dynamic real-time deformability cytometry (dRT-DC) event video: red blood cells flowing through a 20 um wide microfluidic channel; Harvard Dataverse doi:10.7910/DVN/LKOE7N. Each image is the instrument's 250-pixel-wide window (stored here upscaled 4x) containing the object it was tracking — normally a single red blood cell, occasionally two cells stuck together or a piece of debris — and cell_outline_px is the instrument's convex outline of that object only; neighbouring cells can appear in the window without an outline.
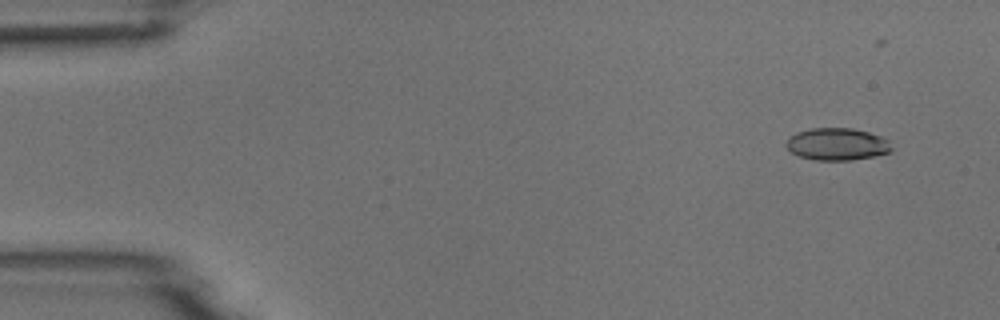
{"species": "common noctule bat (a hibernating species)", "species_latin": "Nyctalus noctula", "temperature_condition": "room temperature", "stored_images_in_passage": 6, "camera_frame_rate_fps": 3000, "um_per_image_px": 0.085, "animal": {"sex": "male", "body_mass_g": 18.8}, "frame": {"image": 1, "passage_image": 2, "time_ms": 1.0, "image_size_px": [1000, 320], "cell_outline_px": [[892, 148], [888, 152], [872, 156], [852, 160], [816, 160], [800, 156], [792, 152], [784, 144], [788, 136], [796, 132], [812, 128], [852, 128], [868, 132], [880, 136], [888, 140]], "centroid_in_image_um": [71.11, 12.24], "position_along_channel_um": 13.9, "area_um2": 19.71}}
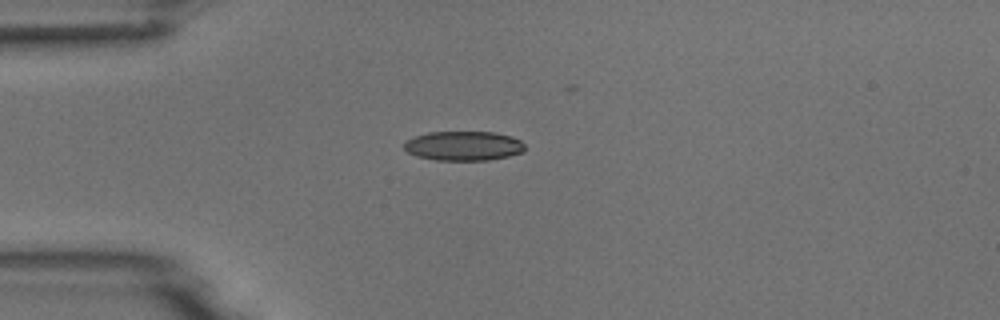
{"frame": {"image": 2, "passage_image": 5, "time_ms": 4.333, "image_size_px": [1000, 320], "cell_outline_px": [[524, 148], [520, 152], [508, 156], [488, 160], [436, 160], [416, 156], [408, 152], [404, 148], [404, 144], [412, 136], [428, 132], [496, 132], [512, 136], [520, 140], [524, 144]], "centroid_in_image_um": [39.38, 12.39], "position_along_channel_um": 45.6, "area_um2": 20.69}}
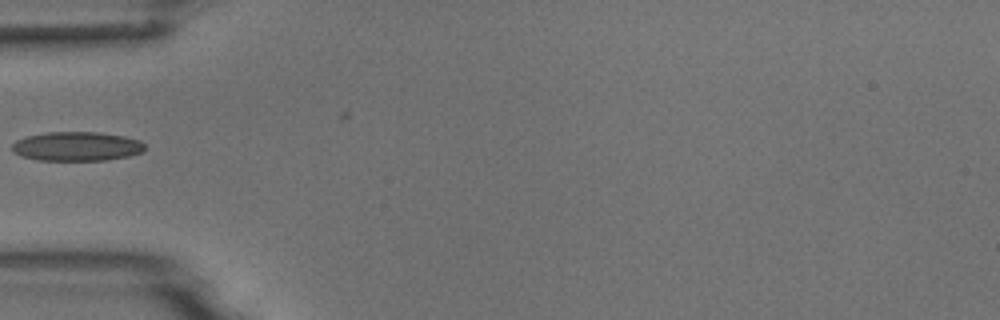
{"frame": {"image": 3, "passage_image": 6, "time_ms": 5.667, "image_size_px": [1000, 320], "cell_outline_px": [[144, 152], [128, 156], [104, 160], [40, 160], [20, 156], [12, 152], [12, 144], [16, 140], [24, 136], [48, 132], [100, 132], [124, 136], [140, 140], [144, 144]], "centroid_in_image_um": [6.5, 12.43], "position_along_channel_um": 78.5, "area_um2": 22.72}}